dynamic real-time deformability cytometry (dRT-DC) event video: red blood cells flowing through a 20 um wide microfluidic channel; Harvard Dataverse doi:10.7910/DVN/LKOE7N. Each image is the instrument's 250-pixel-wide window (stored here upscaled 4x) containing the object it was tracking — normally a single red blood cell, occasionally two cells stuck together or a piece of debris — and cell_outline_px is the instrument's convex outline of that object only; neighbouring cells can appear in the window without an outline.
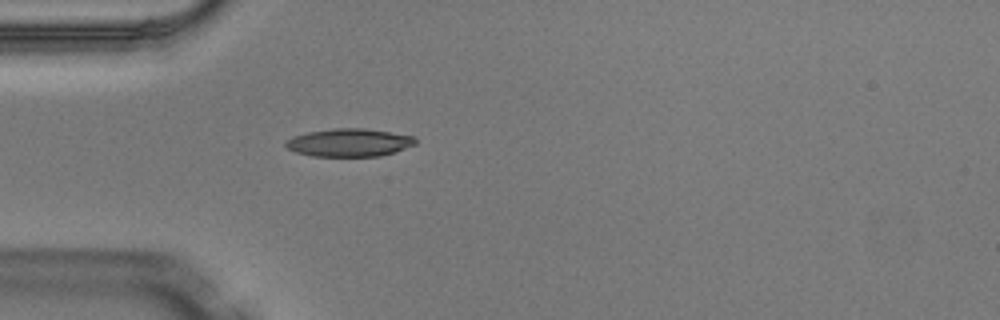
{"species": "Egyptian fruit bat (a non-hibernating species)", "species_latin": "Rousettus aegyptiacus", "temperature_condition": "warm", "stored_images_in_passage": 5, "camera_frame_rate_fps": 3000, "um_per_image_px": 0.085, "animal": {"sex": "male"}, "frame": {"image": 1, "passage_image": 5, "time_ms": 1.333, "image_size_px": [1000, 320], "cell_outline_px": [[416, 144], [396, 152], [380, 156], [312, 156], [296, 152], [288, 148], [284, 144], [292, 136], [308, 132], [332, 128], [364, 128], [412, 136], [416, 140]], "centroid_in_image_um": [29.68, 12.12], "position_along_channel_um": 55.3, "area_um2": 21.04}}